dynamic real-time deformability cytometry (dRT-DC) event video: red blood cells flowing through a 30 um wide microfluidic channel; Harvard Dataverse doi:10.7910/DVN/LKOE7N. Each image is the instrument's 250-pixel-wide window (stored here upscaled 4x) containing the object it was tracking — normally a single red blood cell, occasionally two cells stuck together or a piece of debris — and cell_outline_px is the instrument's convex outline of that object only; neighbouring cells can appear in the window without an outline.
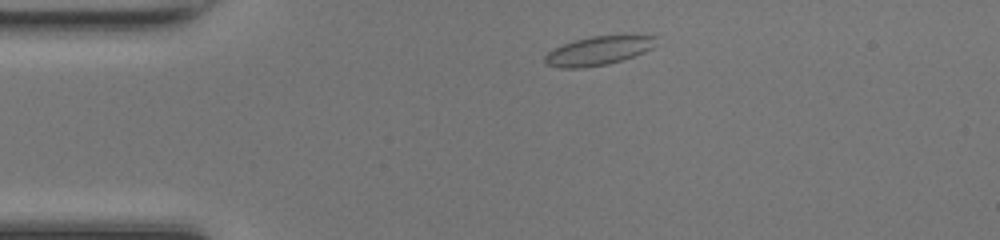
{"species": "common noctule bat (a hibernating species)", "species_latin": "Nyctalus noctula", "temperature_condition": "room temperature", "stored_images_in_passage": 41, "camera_frame_rate_fps": 3000, "um_per_image_px": 0.085, "animal": {"sex": "female", "body_mass_g": 17.0, "forearm_length_mm": 48.0}, "frame": {"image": 1, "passage_image": 3, "time_ms": 0.667, "image_size_px": [1000, 240], "cell_outline_px": [[656, 44], [652, 48], [644, 52], [608, 64], [584, 68], [560, 68], [544, 64], [544, 56], [548, 52], [572, 40], [592, 36], [656, 36]], "centroid_in_image_um": [50.81, 4.33], "position_along_channel_um": 34.2, "area_um2": 18.5}}
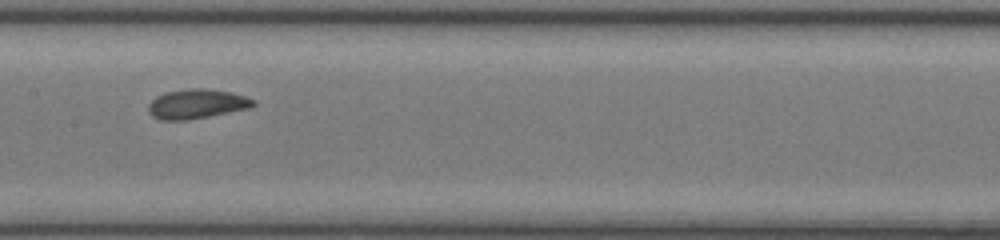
{"frame": {"image": 2, "passage_image": 17, "time_ms": 5.333, "image_size_px": [1000, 240], "cell_outline_px": [[256, 104], [248, 108], [188, 120], [160, 120], [152, 116], [148, 112], [148, 104], [156, 96], [164, 92], [192, 88], [204, 88], [232, 92], [256, 100]], "centroid_in_image_um": [16.69, 8.83], "position_along_channel_um": 190.7, "area_um2": 18.03}}
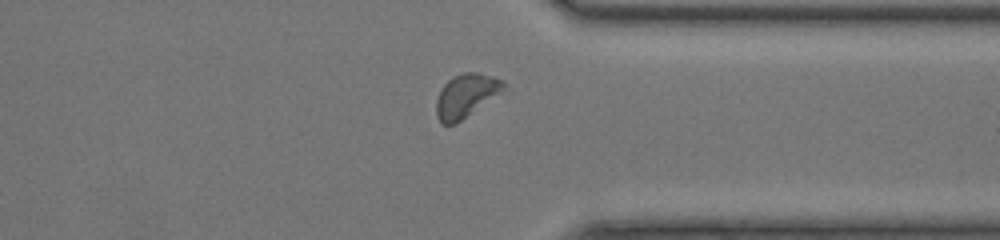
{"frame": {"image": 3, "passage_image": 30, "time_ms": 9.667, "image_size_px": [1000, 240], "cell_outline_px": [[508, 88], [456, 124], [444, 124], [436, 116], [436, 100], [444, 84], [452, 76], [464, 72], [480, 72], [504, 80]], "centroid_in_image_um": [39.65, 8.11], "position_along_channel_um": 371.8, "area_um2": 17.22}, "authors_computed_cell_mechanics": {"area_um2": 17.9758, "velocity_mm_per_s": 4.2499, "shape_relaxation_time_tau1_ms": 4.2801, "shape_relaxation_time_tau2_ms": 0.9956, "deformation_change_tau1": 0.0948, "deformation_change_tau2": 0.0503}}